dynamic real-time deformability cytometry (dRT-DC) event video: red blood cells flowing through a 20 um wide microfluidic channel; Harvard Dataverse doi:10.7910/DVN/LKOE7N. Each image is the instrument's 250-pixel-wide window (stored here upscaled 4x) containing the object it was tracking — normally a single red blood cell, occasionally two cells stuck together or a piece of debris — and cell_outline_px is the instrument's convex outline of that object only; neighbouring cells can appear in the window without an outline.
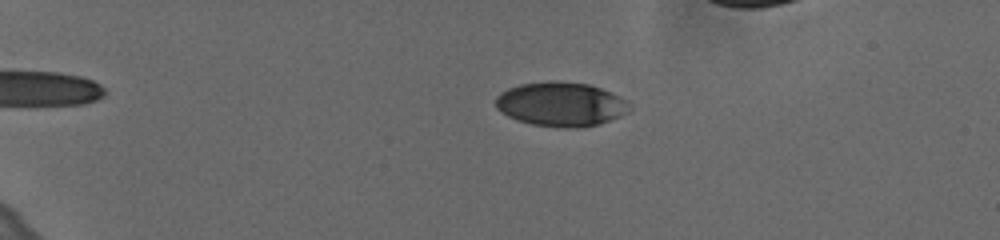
{"species": "human", "species_latin": "Homo sapiens", "temperature_condition": "cold", "stored_images_in_passage": 30, "camera_frame_rate_fps": 3000, "um_per_image_px": 0.085, "donor": {"sex": "female"}, "frame": {"image": 1, "passage_image": 10, "time_ms": 3.0, "image_size_px": [1000, 240], "cell_outline_px": [[624, 112], [608, 120], [596, 124], [580, 128], [564, 128], [532, 124], [516, 120], [500, 112], [496, 108], [496, 96], [500, 92], [508, 88], [520, 84], [552, 80], [588, 84], [600, 88], [616, 96], [620, 100]], "centroid_in_image_um": [47.49, 8.85], "position_along_channel_um": 37.5, "area_um2": 33.52}}
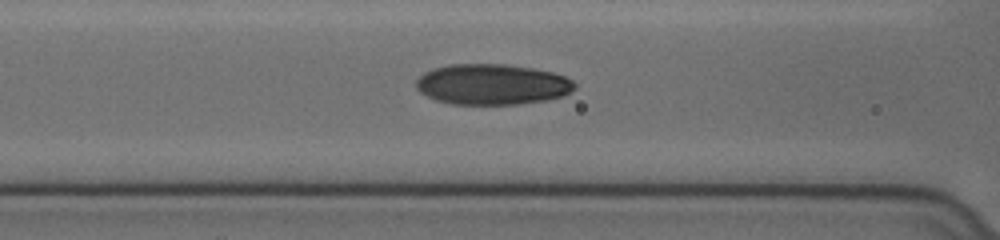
{"frame": {"image": 2, "passage_image": 24, "time_ms": 7.667, "image_size_px": [1000, 240], "cell_outline_px": [[576, 88], [564, 96], [548, 100], [516, 104], [452, 104], [436, 100], [420, 92], [416, 88], [416, 80], [424, 72], [432, 68], [448, 64], [508, 64], [532, 68], [552, 72], [564, 76], [572, 80], [576, 84]], "centroid_in_image_um": [41.84, 7.17], "position_along_channel_um": 124.8, "area_um2": 37.8}}
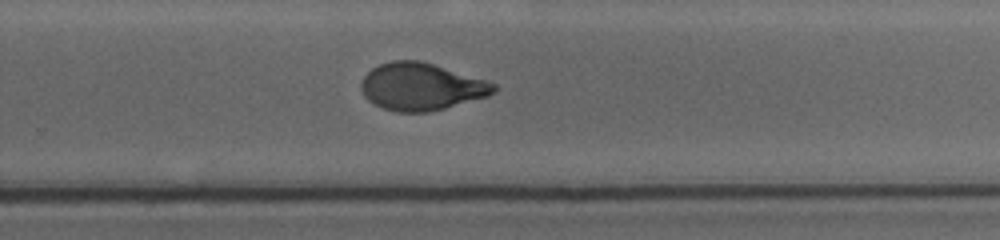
{"frame": {"image": 3, "passage_image": 30, "time_ms": 9.667, "image_size_px": [1000, 240], "cell_outline_px": [[496, 92], [488, 96], [444, 108], [428, 112], [396, 112], [384, 108], [368, 100], [364, 96], [360, 88], [360, 84], [364, 76], [372, 68], [380, 64], [392, 60], [420, 60], [488, 80], [496, 84]], "centroid_in_image_um": [35.81, 7.36], "position_along_channel_um": 294.0, "area_um2": 36.59}}